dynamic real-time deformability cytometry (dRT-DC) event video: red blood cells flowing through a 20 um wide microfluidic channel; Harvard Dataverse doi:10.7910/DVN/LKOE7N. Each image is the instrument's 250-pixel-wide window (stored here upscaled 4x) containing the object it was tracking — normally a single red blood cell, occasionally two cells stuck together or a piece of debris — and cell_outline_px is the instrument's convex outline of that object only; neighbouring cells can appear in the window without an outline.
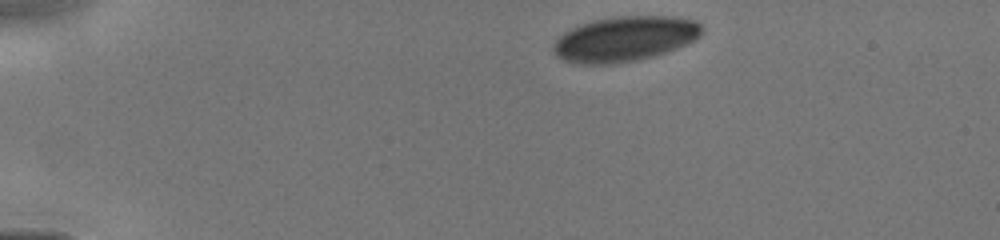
{"species": "human", "species_latin": "Homo sapiens", "temperature_condition": "cold", "stored_images_in_passage": 7, "camera_frame_rate_fps": 3000, "um_per_image_px": 0.085, "donor": {"sex": "male"}, "frame": {"image": 1, "passage_image": 1, "time_ms": 0.0, "image_size_px": [1000, 240], "cell_outline_px": [[704, 28], [700, 36], [696, 40], [676, 48], [652, 56], [636, 60], [612, 64], [580, 64], [564, 60], [556, 56], [552, 48], [552, 44], [564, 32], [580, 24], [592, 20], [612, 16], [672, 16], [696, 20]], "centroid_in_image_um": [53.1, 3.29], "position_along_channel_um": 31.9, "area_um2": 39.19}}
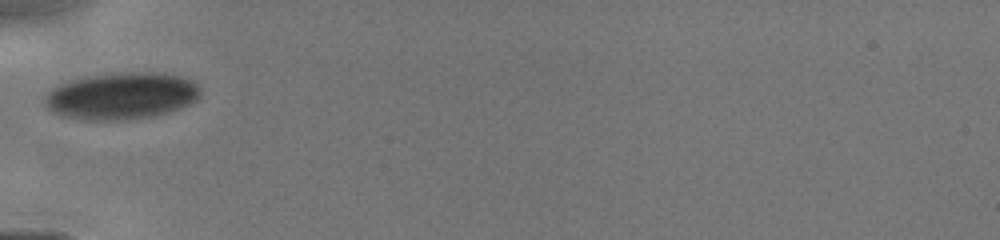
{"frame": {"image": 2, "passage_image": 5, "time_ms": 2.667, "image_size_px": [1000, 240], "cell_outline_px": [[200, 96], [196, 100], [180, 108], [168, 112], [152, 116], [120, 120], [80, 120], [60, 116], [52, 112], [44, 104], [44, 96], [56, 84], [88, 76], [112, 72], [152, 72], [180, 76], [192, 80], [200, 88]], "centroid_in_image_um": [10.28, 8.15], "position_along_channel_um": 74.7, "area_um2": 42.89}}